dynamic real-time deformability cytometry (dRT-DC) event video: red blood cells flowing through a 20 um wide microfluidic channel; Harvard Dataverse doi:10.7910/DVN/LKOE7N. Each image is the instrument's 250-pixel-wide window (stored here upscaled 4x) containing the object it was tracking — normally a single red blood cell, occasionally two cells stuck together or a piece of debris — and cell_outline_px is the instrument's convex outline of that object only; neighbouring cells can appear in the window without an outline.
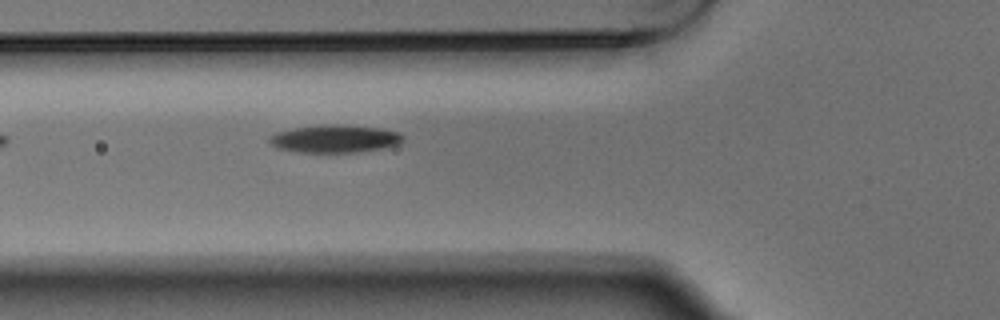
{"species": "Egyptian fruit bat (a non-hibernating species)", "species_latin": "Rousettus aegyptiacus", "temperature_condition": "warm", "stored_images_in_passage": 6, "camera_frame_rate_fps": 3000, "um_per_image_px": 0.085, "animal": {"sex": "male"}, "frame": {"image": 1, "passage_image": 6, "time_ms": 1.667, "image_size_px": [1000, 320], "cell_outline_px": [[404, 140], [400, 144], [380, 148], [356, 152], [296, 152], [276, 148], [268, 140], [276, 132], [292, 128], [332, 124], [336, 124], [384, 128], [400, 132], [404, 136]], "centroid_in_image_um": [28.5, 11.79], "position_along_channel_um": 97.3, "area_um2": 21.62}}